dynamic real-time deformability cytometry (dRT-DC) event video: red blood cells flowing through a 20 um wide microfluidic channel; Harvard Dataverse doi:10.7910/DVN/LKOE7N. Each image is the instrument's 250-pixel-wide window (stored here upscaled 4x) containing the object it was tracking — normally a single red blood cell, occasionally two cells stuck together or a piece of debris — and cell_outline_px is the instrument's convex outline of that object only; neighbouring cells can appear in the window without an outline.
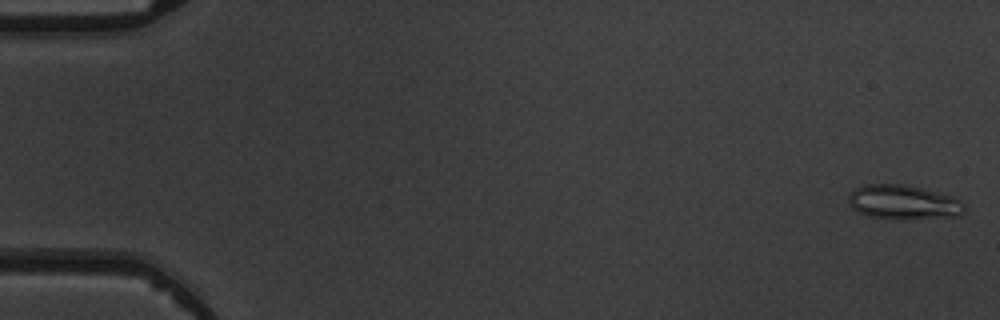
{"species": "common noctule bat (a hibernating species)", "species_latin": "Nyctalus noctula", "temperature_condition": "warm", "stored_images_in_passage": 7, "camera_frame_rate_fps": 3000, "um_per_image_px": 0.085, "animal": {"sex": "male", "body_mass_g": 19.5, "forearm_length_mm": 54.6}, "frame": {"image": 1, "passage_image": 1, "time_ms": 0.0, "image_size_px": [1000, 320], "cell_outline_px": [[964, 212], [960, 216], [900, 220], [888, 220], [868, 216], [856, 212], [848, 204], [848, 196], [856, 188], [864, 184], [900, 184], [920, 188], [952, 196], [960, 200], [964, 204]], "centroid_in_image_um": [76.75, 17.22], "position_along_channel_um": 8.2, "area_um2": 23.58}}
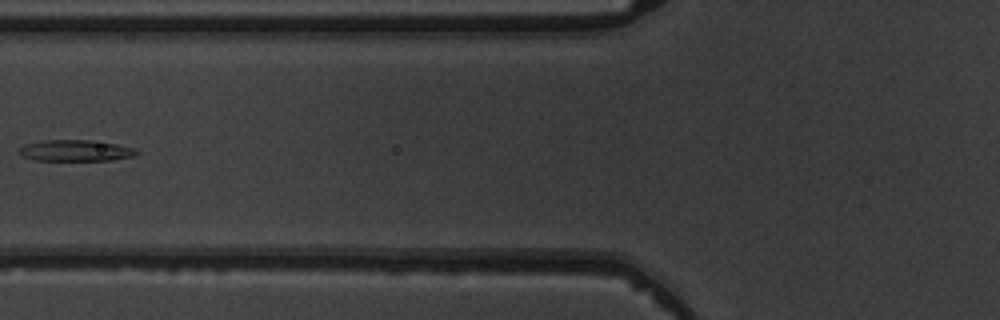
{"frame": {"image": 2, "passage_image": 6, "time_ms": 6.667, "image_size_px": [1000, 320], "cell_outline_px": [[140, 152], [136, 156], [112, 160], [32, 160], [20, 156], [16, 152], [24, 144], [44, 140], [92, 140], [116, 144], [132, 148]], "centroid_in_image_um": [6.38, 12.8], "position_along_channel_um": 119.4, "area_um2": 14.68}}
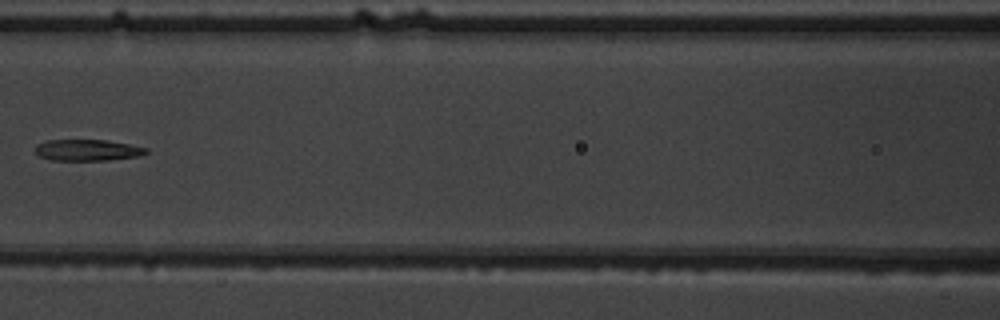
{"frame": {"image": 3, "passage_image": 7, "time_ms": 7.667, "image_size_px": [1000, 320], "cell_outline_px": [[148, 152], [140, 156], [108, 160], [48, 160], [40, 156], [36, 152], [36, 144], [48, 140], [108, 140], [148, 148]], "centroid_in_image_um": [7.45, 12.76], "position_along_channel_um": 159.2, "area_um2": 13.76}}